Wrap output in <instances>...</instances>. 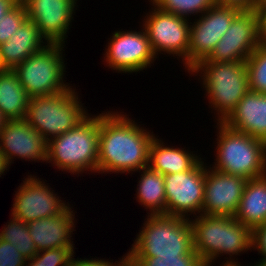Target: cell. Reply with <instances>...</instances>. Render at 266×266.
Wrapping results in <instances>:
<instances>
[{"mask_svg": "<svg viewBox=\"0 0 266 266\" xmlns=\"http://www.w3.org/2000/svg\"><path fill=\"white\" fill-rule=\"evenodd\" d=\"M234 218L251 230L266 223V174L247 181Z\"/></svg>", "mask_w": 266, "mask_h": 266, "instance_id": "obj_22", "label": "cell"}, {"mask_svg": "<svg viewBox=\"0 0 266 266\" xmlns=\"http://www.w3.org/2000/svg\"><path fill=\"white\" fill-rule=\"evenodd\" d=\"M9 168V164L7 163L5 156L0 152V177L4 174V172L7 173L6 171Z\"/></svg>", "mask_w": 266, "mask_h": 266, "instance_id": "obj_37", "label": "cell"}, {"mask_svg": "<svg viewBox=\"0 0 266 266\" xmlns=\"http://www.w3.org/2000/svg\"><path fill=\"white\" fill-rule=\"evenodd\" d=\"M69 205L61 214L33 220L27 223L29 234L37 251L75 247L72 233L75 227V212Z\"/></svg>", "mask_w": 266, "mask_h": 266, "instance_id": "obj_18", "label": "cell"}, {"mask_svg": "<svg viewBox=\"0 0 266 266\" xmlns=\"http://www.w3.org/2000/svg\"><path fill=\"white\" fill-rule=\"evenodd\" d=\"M201 159L185 147L166 146L155 136L149 147L148 167L162 175L181 173L191 170Z\"/></svg>", "mask_w": 266, "mask_h": 266, "instance_id": "obj_21", "label": "cell"}, {"mask_svg": "<svg viewBox=\"0 0 266 266\" xmlns=\"http://www.w3.org/2000/svg\"><path fill=\"white\" fill-rule=\"evenodd\" d=\"M7 118L1 113L0 111V131L2 130V128L5 126L6 122H7Z\"/></svg>", "mask_w": 266, "mask_h": 266, "instance_id": "obj_38", "label": "cell"}, {"mask_svg": "<svg viewBox=\"0 0 266 266\" xmlns=\"http://www.w3.org/2000/svg\"><path fill=\"white\" fill-rule=\"evenodd\" d=\"M249 90L266 95V41H263L245 61Z\"/></svg>", "mask_w": 266, "mask_h": 266, "instance_id": "obj_26", "label": "cell"}, {"mask_svg": "<svg viewBox=\"0 0 266 266\" xmlns=\"http://www.w3.org/2000/svg\"><path fill=\"white\" fill-rule=\"evenodd\" d=\"M259 17L260 33L263 41H266V1L256 8Z\"/></svg>", "mask_w": 266, "mask_h": 266, "instance_id": "obj_35", "label": "cell"}, {"mask_svg": "<svg viewBox=\"0 0 266 266\" xmlns=\"http://www.w3.org/2000/svg\"><path fill=\"white\" fill-rule=\"evenodd\" d=\"M78 0H22L28 20L48 44H64Z\"/></svg>", "mask_w": 266, "mask_h": 266, "instance_id": "obj_15", "label": "cell"}, {"mask_svg": "<svg viewBox=\"0 0 266 266\" xmlns=\"http://www.w3.org/2000/svg\"><path fill=\"white\" fill-rule=\"evenodd\" d=\"M140 31H115L110 37L104 61L106 66L118 73H135L150 68L157 59L146 30L141 25Z\"/></svg>", "mask_w": 266, "mask_h": 266, "instance_id": "obj_11", "label": "cell"}, {"mask_svg": "<svg viewBox=\"0 0 266 266\" xmlns=\"http://www.w3.org/2000/svg\"><path fill=\"white\" fill-rule=\"evenodd\" d=\"M220 6L235 7L239 10H255L254 0H215Z\"/></svg>", "mask_w": 266, "mask_h": 266, "instance_id": "obj_34", "label": "cell"}, {"mask_svg": "<svg viewBox=\"0 0 266 266\" xmlns=\"http://www.w3.org/2000/svg\"><path fill=\"white\" fill-rule=\"evenodd\" d=\"M149 4L153 7L143 16L142 26L146 30L154 54L157 57L164 52L172 57L176 56L179 60L181 58L183 66L187 70L190 20L162 11L152 3Z\"/></svg>", "mask_w": 266, "mask_h": 266, "instance_id": "obj_9", "label": "cell"}, {"mask_svg": "<svg viewBox=\"0 0 266 266\" xmlns=\"http://www.w3.org/2000/svg\"><path fill=\"white\" fill-rule=\"evenodd\" d=\"M74 249L63 247L38 251L33 258L26 260L25 266H70L75 256Z\"/></svg>", "mask_w": 266, "mask_h": 266, "instance_id": "obj_28", "label": "cell"}, {"mask_svg": "<svg viewBox=\"0 0 266 266\" xmlns=\"http://www.w3.org/2000/svg\"><path fill=\"white\" fill-rule=\"evenodd\" d=\"M216 159L211 168L247 180L266 174V142L217 123Z\"/></svg>", "mask_w": 266, "mask_h": 266, "instance_id": "obj_6", "label": "cell"}, {"mask_svg": "<svg viewBox=\"0 0 266 266\" xmlns=\"http://www.w3.org/2000/svg\"><path fill=\"white\" fill-rule=\"evenodd\" d=\"M220 266H230V265H220ZM232 266H243V265H232ZM250 266H252V265L250 264Z\"/></svg>", "mask_w": 266, "mask_h": 266, "instance_id": "obj_40", "label": "cell"}, {"mask_svg": "<svg viewBox=\"0 0 266 266\" xmlns=\"http://www.w3.org/2000/svg\"><path fill=\"white\" fill-rule=\"evenodd\" d=\"M117 262V263H116ZM127 263V255H123L122 259L120 261H115V263L110 262L109 260H105L104 258L100 259H81V258H77L75 260V258H73L71 265L70 266H124Z\"/></svg>", "mask_w": 266, "mask_h": 266, "instance_id": "obj_33", "label": "cell"}, {"mask_svg": "<svg viewBox=\"0 0 266 266\" xmlns=\"http://www.w3.org/2000/svg\"><path fill=\"white\" fill-rule=\"evenodd\" d=\"M240 11L235 7L214 4L190 23L192 25H190L187 72L211 54Z\"/></svg>", "mask_w": 266, "mask_h": 266, "instance_id": "obj_13", "label": "cell"}, {"mask_svg": "<svg viewBox=\"0 0 266 266\" xmlns=\"http://www.w3.org/2000/svg\"><path fill=\"white\" fill-rule=\"evenodd\" d=\"M48 42L34 22L26 20L6 43L0 45V69H13L30 55L42 50Z\"/></svg>", "mask_w": 266, "mask_h": 266, "instance_id": "obj_20", "label": "cell"}, {"mask_svg": "<svg viewBox=\"0 0 266 266\" xmlns=\"http://www.w3.org/2000/svg\"><path fill=\"white\" fill-rule=\"evenodd\" d=\"M129 266H206L199 255L180 257H127Z\"/></svg>", "mask_w": 266, "mask_h": 266, "instance_id": "obj_29", "label": "cell"}, {"mask_svg": "<svg viewBox=\"0 0 266 266\" xmlns=\"http://www.w3.org/2000/svg\"><path fill=\"white\" fill-rule=\"evenodd\" d=\"M158 9L162 11L173 13L177 16H182L188 19L191 16L202 15L205 11L210 9L215 0H148ZM196 14V15H195ZM199 14V15H198ZM190 15V16H189Z\"/></svg>", "mask_w": 266, "mask_h": 266, "instance_id": "obj_27", "label": "cell"}, {"mask_svg": "<svg viewBox=\"0 0 266 266\" xmlns=\"http://www.w3.org/2000/svg\"><path fill=\"white\" fill-rule=\"evenodd\" d=\"M223 123L266 142V95L249 90Z\"/></svg>", "mask_w": 266, "mask_h": 266, "instance_id": "obj_19", "label": "cell"}, {"mask_svg": "<svg viewBox=\"0 0 266 266\" xmlns=\"http://www.w3.org/2000/svg\"><path fill=\"white\" fill-rule=\"evenodd\" d=\"M205 174L206 164L201 159L191 170L163 175L166 215L190 219L192 214L193 217L201 214Z\"/></svg>", "mask_w": 266, "mask_h": 266, "instance_id": "obj_10", "label": "cell"}, {"mask_svg": "<svg viewBox=\"0 0 266 266\" xmlns=\"http://www.w3.org/2000/svg\"><path fill=\"white\" fill-rule=\"evenodd\" d=\"M48 142L25 119L7 120L0 131V152L11 166L14 158L47 162Z\"/></svg>", "mask_w": 266, "mask_h": 266, "instance_id": "obj_17", "label": "cell"}, {"mask_svg": "<svg viewBox=\"0 0 266 266\" xmlns=\"http://www.w3.org/2000/svg\"><path fill=\"white\" fill-rule=\"evenodd\" d=\"M7 223L0 231V238L11 243L26 260L33 258L38 251L29 234L27 223L12 216Z\"/></svg>", "mask_w": 266, "mask_h": 266, "instance_id": "obj_25", "label": "cell"}, {"mask_svg": "<svg viewBox=\"0 0 266 266\" xmlns=\"http://www.w3.org/2000/svg\"><path fill=\"white\" fill-rule=\"evenodd\" d=\"M247 179L217 171L206 164L201 214L234 217Z\"/></svg>", "mask_w": 266, "mask_h": 266, "instance_id": "obj_16", "label": "cell"}, {"mask_svg": "<svg viewBox=\"0 0 266 266\" xmlns=\"http://www.w3.org/2000/svg\"><path fill=\"white\" fill-rule=\"evenodd\" d=\"M18 2H19L18 0H0V20Z\"/></svg>", "mask_w": 266, "mask_h": 266, "instance_id": "obj_36", "label": "cell"}, {"mask_svg": "<svg viewBox=\"0 0 266 266\" xmlns=\"http://www.w3.org/2000/svg\"><path fill=\"white\" fill-rule=\"evenodd\" d=\"M189 220L194 251L206 266H211L221 254L230 258L227 257L221 265H242L238 259L235 260V256L252 251V230L234 217L200 214Z\"/></svg>", "mask_w": 266, "mask_h": 266, "instance_id": "obj_2", "label": "cell"}, {"mask_svg": "<svg viewBox=\"0 0 266 266\" xmlns=\"http://www.w3.org/2000/svg\"><path fill=\"white\" fill-rule=\"evenodd\" d=\"M65 46L47 44L12 69L30 98L58 94L71 87L64 79Z\"/></svg>", "mask_w": 266, "mask_h": 266, "instance_id": "obj_8", "label": "cell"}, {"mask_svg": "<svg viewBox=\"0 0 266 266\" xmlns=\"http://www.w3.org/2000/svg\"><path fill=\"white\" fill-rule=\"evenodd\" d=\"M26 259L9 242L0 238V266H25Z\"/></svg>", "mask_w": 266, "mask_h": 266, "instance_id": "obj_31", "label": "cell"}, {"mask_svg": "<svg viewBox=\"0 0 266 266\" xmlns=\"http://www.w3.org/2000/svg\"><path fill=\"white\" fill-rule=\"evenodd\" d=\"M188 73L199 75L198 81L202 78L201 85L206 90L209 107L215 111L214 114H217L216 123H223L249 91L245 61L215 62L204 59L192 67Z\"/></svg>", "mask_w": 266, "mask_h": 266, "instance_id": "obj_5", "label": "cell"}, {"mask_svg": "<svg viewBox=\"0 0 266 266\" xmlns=\"http://www.w3.org/2000/svg\"><path fill=\"white\" fill-rule=\"evenodd\" d=\"M262 42L257 10H241L205 60L244 62Z\"/></svg>", "mask_w": 266, "mask_h": 266, "instance_id": "obj_12", "label": "cell"}, {"mask_svg": "<svg viewBox=\"0 0 266 266\" xmlns=\"http://www.w3.org/2000/svg\"><path fill=\"white\" fill-rule=\"evenodd\" d=\"M255 1V9L261 5L262 3H264L266 0H254Z\"/></svg>", "mask_w": 266, "mask_h": 266, "instance_id": "obj_39", "label": "cell"}, {"mask_svg": "<svg viewBox=\"0 0 266 266\" xmlns=\"http://www.w3.org/2000/svg\"><path fill=\"white\" fill-rule=\"evenodd\" d=\"M127 257H180L198 255L194 251L191 222L188 218L166 214L146 215Z\"/></svg>", "mask_w": 266, "mask_h": 266, "instance_id": "obj_3", "label": "cell"}, {"mask_svg": "<svg viewBox=\"0 0 266 266\" xmlns=\"http://www.w3.org/2000/svg\"><path fill=\"white\" fill-rule=\"evenodd\" d=\"M99 114L89 115L68 132L52 138L47 145V162L72 175L97 173Z\"/></svg>", "mask_w": 266, "mask_h": 266, "instance_id": "obj_4", "label": "cell"}, {"mask_svg": "<svg viewBox=\"0 0 266 266\" xmlns=\"http://www.w3.org/2000/svg\"><path fill=\"white\" fill-rule=\"evenodd\" d=\"M30 97L12 69H0V111L8 119H24Z\"/></svg>", "mask_w": 266, "mask_h": 266, "instance_id": "obj_23", "label": "cell"}, {"mask_svg": "<svg viewBox=\"0 0 266 266\" xmlns=\"http://www.w3.org/2000/svg\"><path fill=\"white\" fill-rule=\"evenodd\" d=\"M122 113L109 110L99 114L97 173L130 174L148 166L155 134Z\"/></svg>", "mask_w": 266, "mask_h": 266, "instance_id": "obj_1", "label": "cell"}, {"mask_svg": "<svg viewBox=\"0 0 266 266\" xmlns=\"http://www.w3.org/2000/svg\"><path fill=\"white\" fill-rule=\"evenodd\" d=\"M252 249L257 250L262 256L258 262L252 266H266V223L255 227L252 230Z\"/></svg>", "mask_w": 266, "mask_h": 266, "instance_id": "obj_32", "label": "cell"}, {"mask_svg": "<svg viewBox=\"0 0 266 266\" xmlns=\"http://www.w3.org/2000/svg\"><path fill=\"white\" fill-rule=\"evenodd\" d=\"M47 185L41 178L28 175L15 191L11 216L28 223L61 214L70 203L61 200V197L51 190L53 188Z\"/></svg>", "mask_w": 266, "mask_h": 266, "instance_id": "obj_14", "label": "cell"}, {"mask_svg": "<svg viewBox=\"0 0 266 266\" xmlns=\"http://www.w3.org/2000/svg\"><path fill=\"white\" fill-rule=\"evenodd\" d=\"M28 19L24 4L19 1L0 20V45L14 36L18 28Z\"/></svg>", "mask_w": 266, "mask_h": 266, "instance_id": "obj_30", "label": "cell"}, {"mask_svg": "<svg viewBox=\"0 0 266 266\" xmlns=\"http://www.w3.org/2000/svg\"><path fill=\"white\" fill-rule=\"evenodd\" d=\"M73 87L53 95L29 99L26 122L49 142L73 129L87 114Z\"/></svg>", "mask_w": 266, "mask_h": 266, "instance_id": "obj_7", "label": "cell"}, {"mask_svg": "<svg viewBox=\"0 0 266 266\" xmlns=\"http://www.w3.org/2000/svg\"><path fill=\"white\" fill-rule=\"evenodd\" d=\"M137 172H141V175L137 182L136 201L146 211L149 209V215L166 214L164 176L148 166Z\"/></svg>", "mask_w": 266, "mask_h": 266, "instance_id": "obj_24", "label": "cell"}]
</instances>
